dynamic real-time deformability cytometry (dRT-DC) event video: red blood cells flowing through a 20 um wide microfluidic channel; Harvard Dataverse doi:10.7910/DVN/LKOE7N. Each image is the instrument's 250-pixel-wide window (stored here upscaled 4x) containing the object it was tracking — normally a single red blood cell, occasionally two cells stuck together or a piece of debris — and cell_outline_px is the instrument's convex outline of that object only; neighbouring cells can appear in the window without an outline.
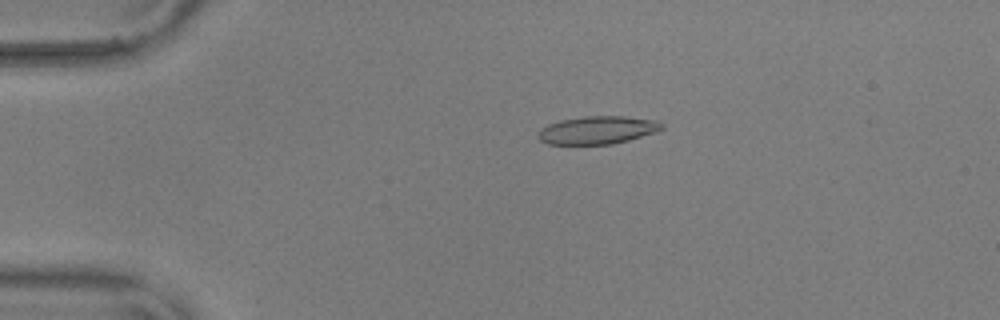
{"species": "common noctule bat (a hibernating species)", "species_latin": "Nyctalus noctula", "temperature_condition": "warm", "stored_images_in_passage": 56, "camera_frame_rate_fps": 3000, "um_per_image_px": 0.085, "animal": {"sex": "male", "body_mass_g": 17.9, "forearm_length_mm": 54.2}, "frame": {"image": 1, "passage_image": 12, "time_ms": 3.667, "image_size_px": [1000, 320], "cell_outline_px": [[664, 128], [656, 132], [628, 140], [612, 144], [548, 144], [540, 140], [536, 136], [540, 128], [548, 124], [560, 120], [584, 116], [624, 116], [660, 120], [664, 124]], "centroid_in_image_um": [50.8, 11.05], "position_along_channel_um": 34.2, "area_um2": 20.35}}
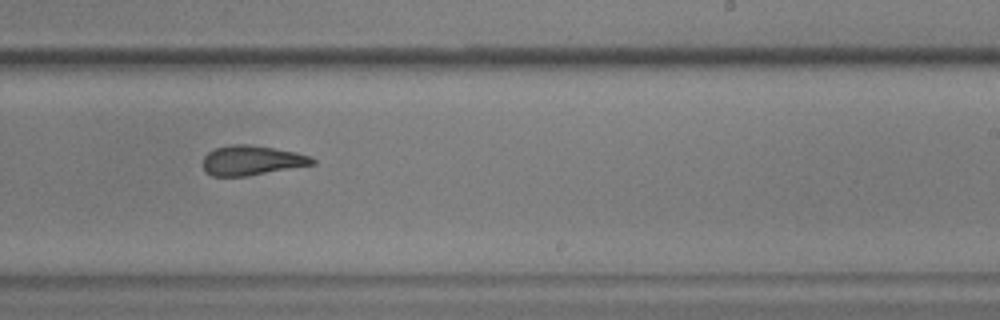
{"frame": {"image": 2, "passage_image": 35, "time_ms": 11.333, "image_size_px": [1000, 320], "cell_outline_px": [[316, 164], [248, 176], [212, 176], [204, 172], [204, 156], [208, 152], [216, 148], [232, 144], [248, 144], [296, 152], [312, 156], [316, 160]], "centroid_in_image_um": [21.42, 13.64], "position_along_channel_um": 267.6, "area_um2": 19.02}}
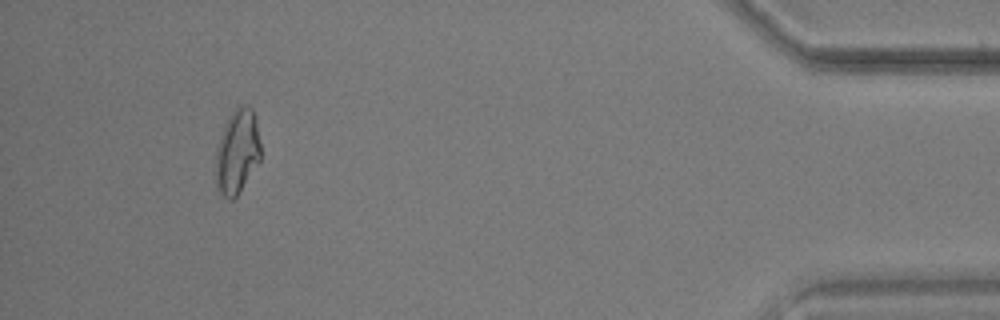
{"frame": {"image": 3, "passage_image": 52, "time_ms": 17.0, "image_size_px": [1000, 320], "cell_outline_px": [[260, 160], [236, 196], [232, 200], [228, 200], [220, 192], [216, 184], [216, 148], [224, 124], [228, 116], [236, 104], [244, 104], [252, 108], [256, 120], [260, 144]], "centroid_in_image_um": [20.15, 12.83], "position_along_channel_um": 415.0, "area_um2": 22.2}, "authors_computed_cell_mechanics": {"area_um2": 20.2011, "velocity_mm_per_s": 3.6451, "shape_relaxation_time_tau1_ms": 6.1676, "shape_relaxation_time_tau2_ms": 1.9991, "deformation_change_tau1": 0.1856, "deformation_change_tau2": 0.1027}}